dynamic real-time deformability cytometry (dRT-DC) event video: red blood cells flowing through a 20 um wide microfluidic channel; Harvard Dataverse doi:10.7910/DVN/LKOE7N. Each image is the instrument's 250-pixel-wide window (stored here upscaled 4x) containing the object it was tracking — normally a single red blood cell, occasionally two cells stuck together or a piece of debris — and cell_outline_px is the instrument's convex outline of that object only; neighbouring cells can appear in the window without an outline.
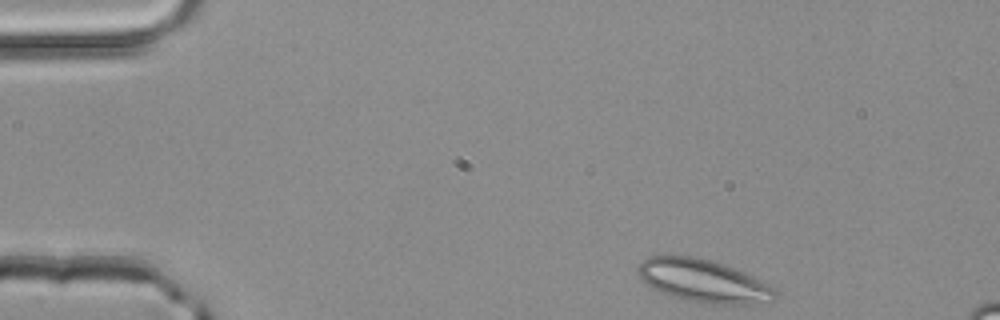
{"species": "common noctule bat (a hibernating species)", "species_latin": "Nyctalus noctula", "temperature_condition": "room temperature", "stored_images_in_passage": 45, "segment_of_instrument_passage": [1, 3], "camera_frame_rate_fps": 3000, "um_per_image_px": 0.085, "animal": {"sex": "male", "body_mass_g": 20.4}, "frame": {"image": 1, "passage_image": 1, "time_ms": 0.0, "image_size_px": [1000, 320], "cell_outline_px": [[776, 300], [772, 304], [712, 304], [684, 300], [668, 296], [660, 292], [648, 284], [640, 276], [636, 268], [648, 256], [692, 256], [712, 260], [736, 268], [752, 276], [772, 288], [776, 292]], "centroid_in_image_um": [59.82, 23.9], "position_along_channel_um": 25.2, "area_um2": 34.33}}